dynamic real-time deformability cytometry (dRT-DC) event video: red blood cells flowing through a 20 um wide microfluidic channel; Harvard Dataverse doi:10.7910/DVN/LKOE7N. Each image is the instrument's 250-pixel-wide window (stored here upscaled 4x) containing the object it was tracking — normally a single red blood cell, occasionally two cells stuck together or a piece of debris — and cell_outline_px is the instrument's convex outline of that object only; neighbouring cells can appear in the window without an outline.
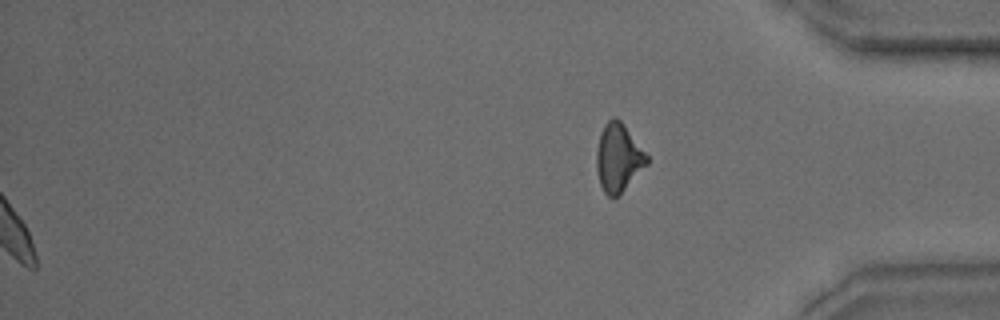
{"species": "common noctule bat (a hibernating species)", "species_latin": "Nyctalus noctula", "temperature_condition": "warm", "stored_images_in_passage": 41, "segment_of_instrument_passage": [2, 2], "camera_frame_rate_fps": 3000, "um_per_image_px": 0.085, "animal": {"sex": "male", "body_mass_g": 15.6}, "frame": {"image": 1, "passage_image": 41, "time_ms": 13.333, "image_size_px": [1000, 320], "cell_outline_px": [[648, 164], [616, 196], [608, 196], [604, 192], [600, 184], [596, 168], [596, 148], [600, 132], [604, 124], [608, 120], [616, 116], [624, 124], [648, 156]], "centroid_in_image_um": [52.53, 13.36], "position_along_channel_um": 382.7, "area_um2": 19.77}}